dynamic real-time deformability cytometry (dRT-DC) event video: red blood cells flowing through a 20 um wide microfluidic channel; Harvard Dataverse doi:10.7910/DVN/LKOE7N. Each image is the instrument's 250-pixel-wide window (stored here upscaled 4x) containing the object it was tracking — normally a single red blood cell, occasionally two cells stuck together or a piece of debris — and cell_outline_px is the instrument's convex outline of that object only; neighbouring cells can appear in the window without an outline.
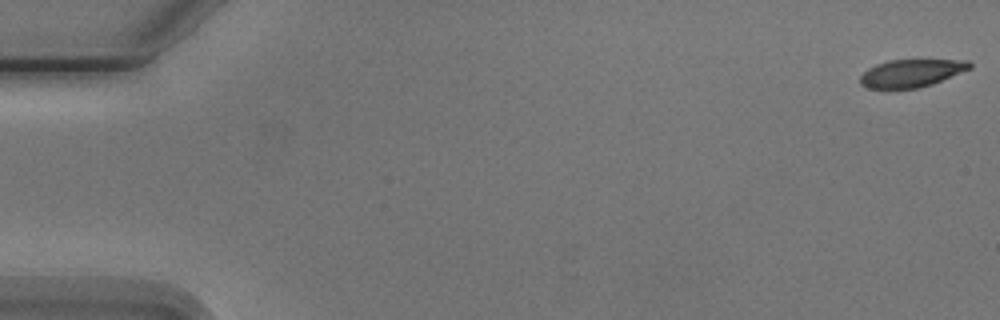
{"species": "Egyptian fruit bat (a non-hibernating species)", "species_latin": "Rousettus aegyptiacus", "temperature_condition": "cold", "stored_images_in_passage": 9, "camera_frame_rate_fps": 3000, "um_per_image_px": 0.085, "animal": {"sex": "male"}, "frame": {"image": 1, "passage_image": 1, "time_ms": 0.0, "image_size_px": [1000, 320], "cell_outline_px": [[972, 68], [932, 84], [920, 88], [884, 92], [868, 88], [860, 84], [860, 76], [868, 68], [876, 64], [888, 60], [968, 60], [972, 64]], "centroid_in_image_um": [77.4, 6.27], "position_along_channel_um": 7.6, "area_um2": 18.38}}
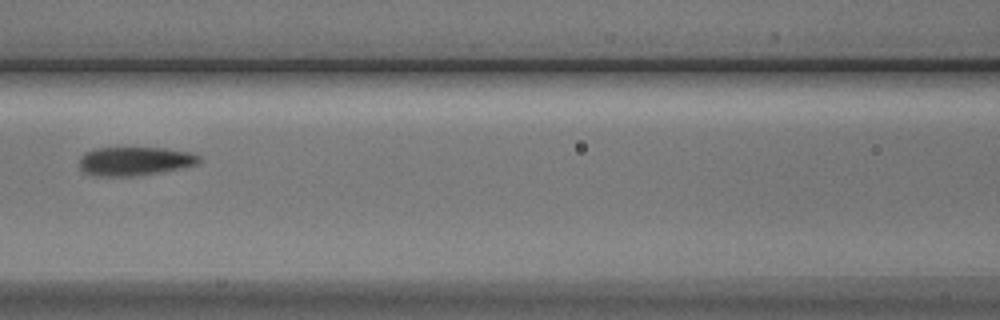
{"frame": {"image": 2, "passage_image": 7, "time_ms": 8.0, "image_size_px": [1000, 320], "cell_outline_px": [[200, 160], [196, 164], [156, 172], [132, 176], [96, 176], [84, 172], [80, 168], [80, 156], [84, 152], [96, 148], [164, 148], [188, 152], [200, 156]], "centroid_in_image_um": [11.38, 13.69], "position_along_channel_um": 155.2, "area_um2": 19.65}}
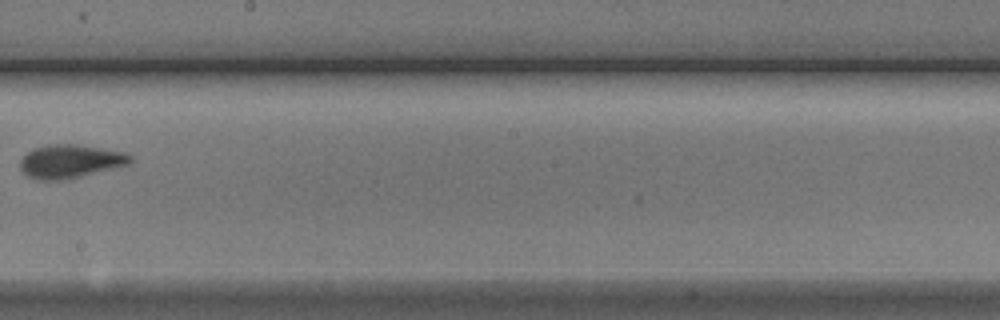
{"frame": {"image": 3, "passage_image": 9, "time_ms": 10.333, "image_size_px": [1000, 320], "cell_outline_px": [[132, 160], [128, 164], [76, 176], [56, 180], [44, 180], [28, 176], [20, 168], [20, 160], [32, 148], [48, 144], [76, 144], [124, 152], [132, 156]], "centroid_in_image_um": [5.93, 13.68], "position_along_channel_um": 242.3, "area_um2": 20.81}}